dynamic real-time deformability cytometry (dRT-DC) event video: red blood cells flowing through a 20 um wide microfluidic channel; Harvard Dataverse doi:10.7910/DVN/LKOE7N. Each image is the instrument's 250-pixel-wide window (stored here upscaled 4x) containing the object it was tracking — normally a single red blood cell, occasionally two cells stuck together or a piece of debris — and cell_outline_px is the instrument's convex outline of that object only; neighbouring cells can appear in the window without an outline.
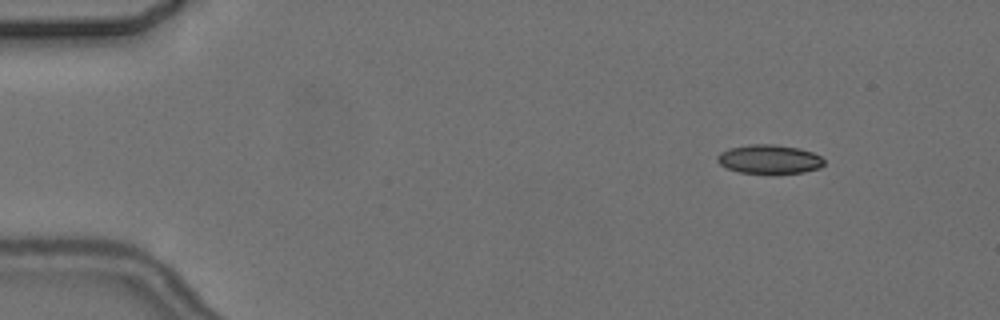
{"species": "common noctule bat (a hibernating species)", "species_latin": "Nyctalus noctula", "temperature_condition": "cold", "stored_images_in_passage": 5, "camera_frame_rate_fps": 3000, "um_per_image_px": 0.085, "animal": {"sex": "female", "body_mass_g": 24.6, "forearm_length_mm": 56.2}, "frame": {"image": 1, "passage_image": 1, "time_ms": 0.0, "image_size_px": [1000, 320], "cell_outline_px": [[824, 164], [820, 168], [804, 172], [740, 172], [728, 168], [720, 164], [716, 160], [716, 156], [720, 152], [728, 148], [748, 144], [772, 144], [800, 148], [812, 152], [820, 156], [824, 160]], "centroid_in_image_um": [65.38, 13.5], "position_along_channel_um": 19.6, "area_um2": 17.8}}